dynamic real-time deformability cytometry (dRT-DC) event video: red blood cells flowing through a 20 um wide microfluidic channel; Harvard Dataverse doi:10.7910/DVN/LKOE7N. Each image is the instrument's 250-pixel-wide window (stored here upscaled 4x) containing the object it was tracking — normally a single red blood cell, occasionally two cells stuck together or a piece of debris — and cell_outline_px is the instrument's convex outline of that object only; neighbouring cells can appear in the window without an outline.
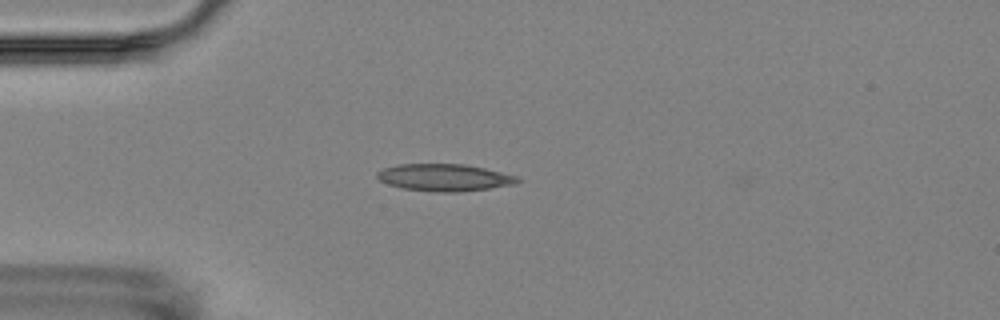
{"species": "Egyptian fruit bat (a non-hibernating species)", "species_latin": "Rousettus aegyptiacus", "temperature_condition": "room temperature", "stored_images_in_passage": 16, "camera_frame_rate_fps": 3000, "um_per_image_px": 0.085, "animal": {"sex": "female"}, "frame": {"image": 1, "passage_image": 4, "time_ms": 4.667, "image_size_px": [1000, 320], "cell_outline_px": [[520, 180], [516, 184], [488, 188], [456, 192], [436, 192], [400, 188], [388, 184], [380, 180], [376, 176], [376, 172], [384, 168], [400, 164], [464, 164], [484, 168], [516, 176]], "centroid_in_image_um": [37.74, 15.09], "position_along_channel_um": 47.3, "area_um2": 22.02}}
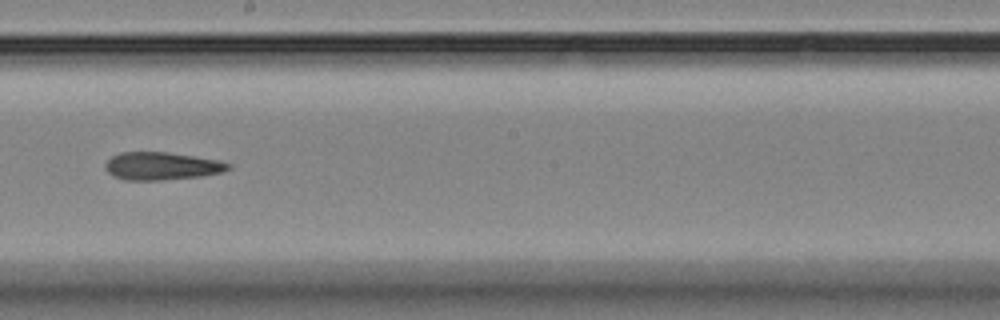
{"frame": {"image": 2, "passage_image": 9, "time_ms": 10.333, "image_size_px": [1000, 320], "cell_outline_px": [[232, 168], [220, 172], [204, 176], [164, 180], [124, 180], [112, 176], [104, 168], [104, 164], [112, 156], [120, 152], [168, 152], [220, 160], [232, 164]], "centroid_in_image_um": [13.75, 14.12], "position_along_channel_um": 234.5, "area_um2": 20.17}}
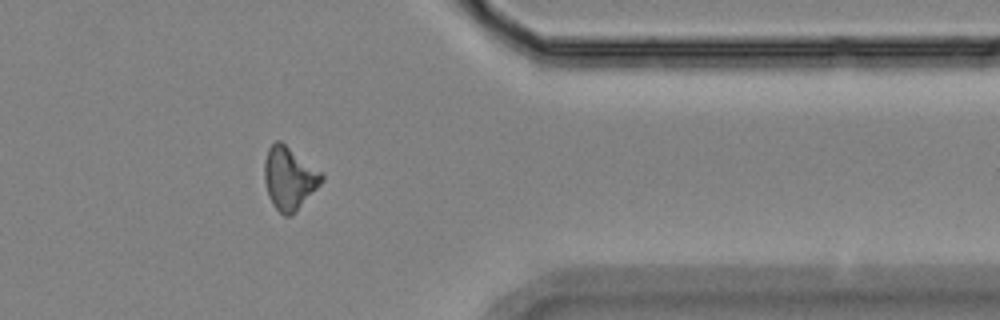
{"frame": {"image": 3, "passage_image": 13, "time_ms": 15.0, "image_size_px": [1000, 320], "cell_outline_px": [[324, 180], [296, 212], [292, 216], [284, 216], [272, 204], [268, 196], [264, 180], [264, 160], [268, 148], [276, 140], [280, 140], [324, 172]], "centroid_in_image_um": [24.6, 15.14], "position_along_channel_um": 386.8, "area_um2": 21.33}, "authors_computed_cell_mechanics": {"area_um2": 20.1433, "velocity_mm_per_s": 3.5629, "shape_relaxation_time_tau1_ms": null, "shape_relaxation_time_tau2_ms": 4.2982, "deformation_change_tau1": null, "deformation_change_tau2": 0.1224}}